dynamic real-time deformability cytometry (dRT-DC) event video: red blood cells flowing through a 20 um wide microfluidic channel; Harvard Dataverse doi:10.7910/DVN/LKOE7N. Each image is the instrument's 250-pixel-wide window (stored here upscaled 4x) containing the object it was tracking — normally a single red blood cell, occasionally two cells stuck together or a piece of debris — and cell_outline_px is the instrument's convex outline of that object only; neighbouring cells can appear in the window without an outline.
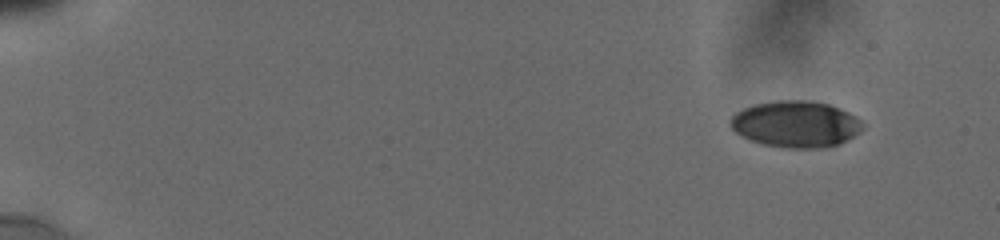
{"species": "human", "species_latin": "Homo sapiens", "temperature_condition": "cold", "stored_images_in_passage": 16, "camera_frame_rate_fps": 3000, "um_per_image_px": 0.085, "donor": {"sex": "male"}, "frame": {"image": 1, "passage_image": 3, "time_ms": 1.0, "image_size_px": [1000, 240], "cell_outline_px": [[864, 128], [860, 132], [848, 140], [840, 144], [828, 148], [788, 148], [760, 144], [748, 140], [740, 136], [728, 124], [728, 120], [736, 112], [744, 108], [756, 104], [776, 100], [808, 100], [828, 104], [840, 108], [856, 116], [864, 124]], "centroid_in_image_um": [67.64, 10.56], "position_along_channel_um": 17.4, "area_um2": 36.36}}
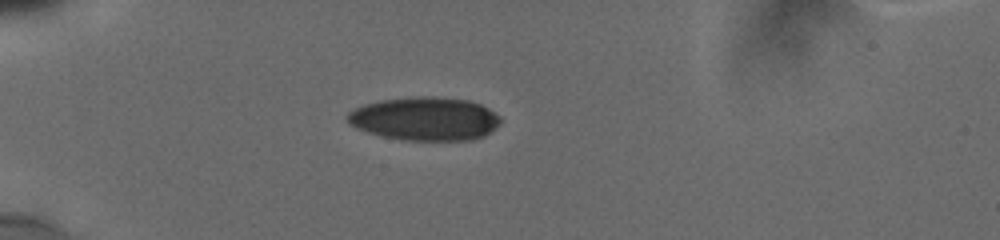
{"frame": {"image": 2, "passage_image": 12, "time_ms": 5.0, "image_size_px": [1000, 240], "cell_outline_px": [[500, 124], [496, 128], [484, 136], [472, 140], [400, 140], [368, 132], [356, 128], [348, 124], [344, 116], [352, 108], [364, 104], [380, 100], [420, 96], [436, 96], [468, 100], [480, 104], [488, 108], [500, 116]], "centroid_in_image_um": [36.09, 10.09], "position_along_channel_um": 48.9, "area_um2": 39.13}}